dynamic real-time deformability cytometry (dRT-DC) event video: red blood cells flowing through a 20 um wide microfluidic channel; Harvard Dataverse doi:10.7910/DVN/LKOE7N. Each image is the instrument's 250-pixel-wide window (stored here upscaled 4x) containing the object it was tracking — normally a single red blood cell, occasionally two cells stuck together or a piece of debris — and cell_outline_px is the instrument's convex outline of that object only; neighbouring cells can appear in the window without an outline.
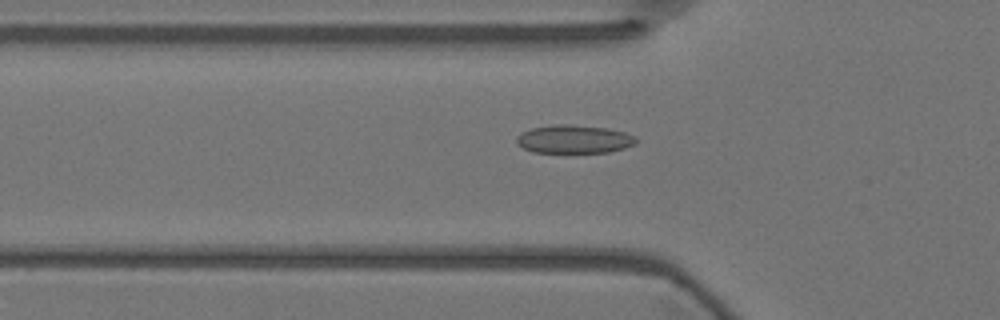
{"species": "Egyptian fruit bat (a non-hibernating species)", "species_latin": "Rousettus aegyptiacus", "temperature_condition": "warm", "stored_images_in_passage": 57, "camera_frame_rate_fps": 3000, "um_per_image_px": 0.085, "animal": {"sex": "female"}, "frame": {"image": 1, "passage_image": 19, "time_ms": 6.0, "image_size_px": [1000, 320], "cell_outline_px": [[636, 144], [624, 148], [608, 152], [532, 152], [516, 144], [516, 136], [520, 132], [532, 128], [556, 124], [568, 124], [608, 128], [624, 132], [636, 136]], "centroid_in_image_um": [48.77, 11.82], "position_along_channel_um": 77.0, "area_um2": 19.77}}
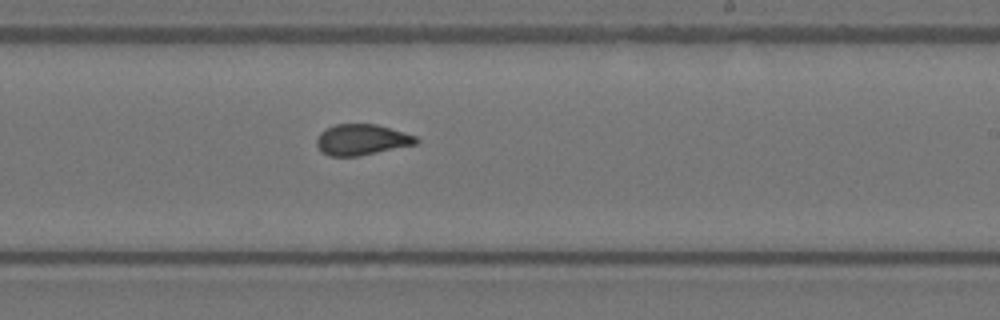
{"frame": {"image": 2, "passage_image": 34, "time_ms": 11.0, "image_size_px": [1000, 320], "cell_outline_px": [[420, 140], [416, 144], [360, 156], [332, 156], [324, 152], [316, 144], [316, 140], [320, 132], [336, 124], [376, 124], [404, 132], [416, 136]], "centroid_in_image_um": [30.77, 11.87], "position_along_channel_um": 258.2, "area_um2": 17.74}}
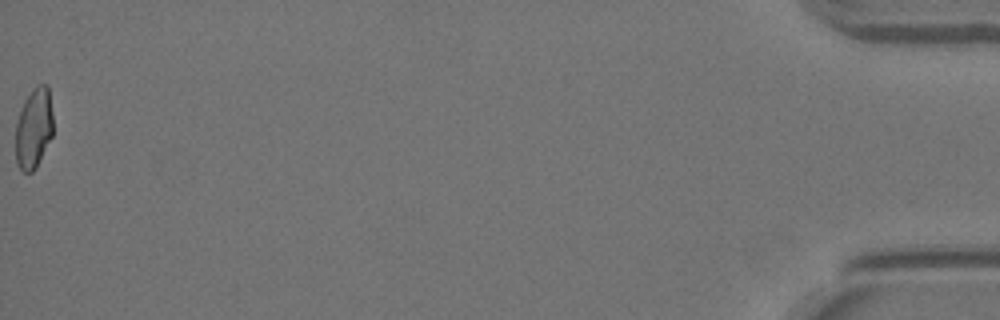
{"frame": {"image": 3, "passage_image": 57, "time_ms": 18.667, "image_size_px": [1000, 320], "cell_outline_px": [[52, 136], [36, 168], [32, 172], [24, 172], [16, 164], [16, 124], [20, 108], [24, 100], [32, 88], [36, 84], [48, 84], [52, 116]], "centroid_in_image_um": [2.86, 10.88], "position_along_channel_um": 432.3, "area_um2": 17.69}, "authors_computed_cell_mechanics": {"area_um2": 18.2648, "velocity_mm_per_s": 3.6084, "shape_relaxation_time_tau1_ms": 6.7606, "shape_relaxation_time_tau2_ms": 1.1337, "deformation_change_tau1": 0.15, "deformation_change_tau2": 0.0658}}